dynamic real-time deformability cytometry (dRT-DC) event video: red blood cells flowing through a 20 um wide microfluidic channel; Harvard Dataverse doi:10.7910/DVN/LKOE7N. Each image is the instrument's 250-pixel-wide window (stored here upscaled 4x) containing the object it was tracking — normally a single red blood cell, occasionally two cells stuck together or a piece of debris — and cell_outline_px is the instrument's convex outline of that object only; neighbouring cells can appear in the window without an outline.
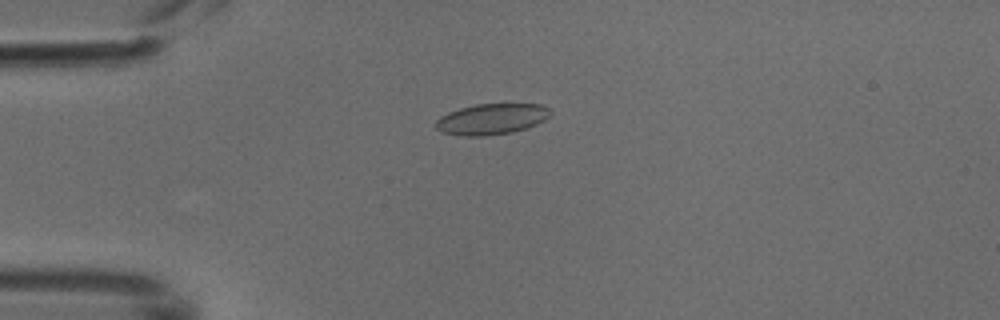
{"species": "common noctule bat (a hibernating species)", "species_latin": "Nyctalus noctula", "temperature_condition": "cold", "stored_images_in_passage": 5, "camera_frame_rate_fps": 3000, "um_per_image_px": 0.085, "animal": {"sex": "male", "body_mass_g": 18.8}, "frame": {"image": 1, "passage_image": 3, "time_ms": 0.667, "image_size_px": [1000, 320], "cell_outline_px": [[552, 112], [544, 120], [528, 128], [512, 132], [484, 136], [460, 136], [440, 132], [436, 128], [436, 120], [440, 116], [448, 112], [460, 108], [476, 104], [540, 104], [548, 108]], "centroid_in_image_um": [41.76, 10.13], "position_along_channel_um": 43.2, "area_um2": 20.69}}
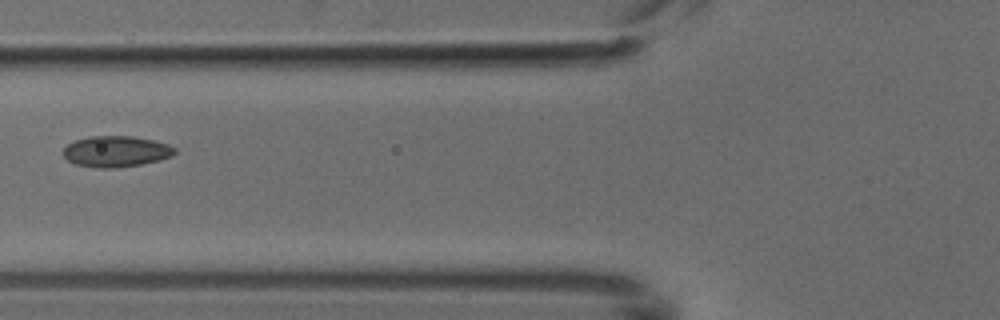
{"frame": {"image": 2, "passage_image": 5, "time_ms": 1.333, "image_size_px": [1000, 320], "cell_outline_px": [[176, 152], [172, 156], [160, 160], [140, 164], [116, 168], [100, 168], [76, 164], [68, 160], [60, 152], [68, 144], [76, 140], [88, 136], [132, 136], [152, 140], [168, 144], [176, 148]], "centroid_in_image_um": [9.86, 12.87], "position_along_channel_um": 115.9, "area_um2": 20.17}}